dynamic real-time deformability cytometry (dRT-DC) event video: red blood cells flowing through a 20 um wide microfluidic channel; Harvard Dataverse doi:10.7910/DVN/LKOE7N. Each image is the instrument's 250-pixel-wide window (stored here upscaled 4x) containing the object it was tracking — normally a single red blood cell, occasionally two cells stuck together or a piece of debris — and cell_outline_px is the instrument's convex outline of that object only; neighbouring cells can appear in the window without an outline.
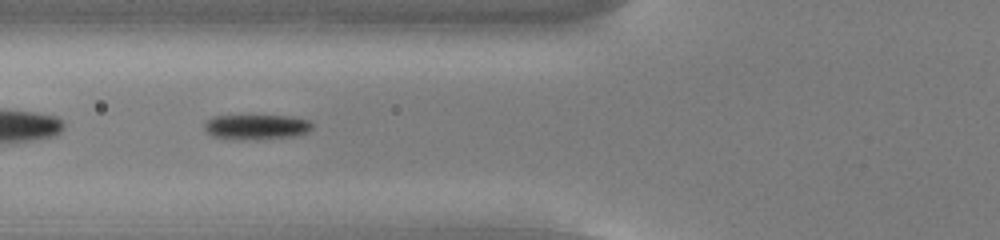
{"species": "common noctule bat (a hibernating species)", "species_latin": "Nyctalus noctula", "temperature_condition": "cold", "stored_images_in_passage": 38, "camera_frame_rate_fps": 3000, "um_per_image_px": 0.085, "animal": {"sex": "male", "body_mass_g": 13.0, "forearm_length_mm": 53.1}, "frame": {"image": 1, "passage_image": 5, "time_ms": 1.333, "image_size_px": [1000, 240], "cell_outline_px": [[312, 128], [308, 132], [292, 136], [212, 136], [204, 128], [204, 124], [212, 116], [292, 116], [308, 120], [312, 124]], "centroid_in_image_um": [21.84, 10.71], "position_along_channel_um": 104.0, "area_um2": 14.33}}
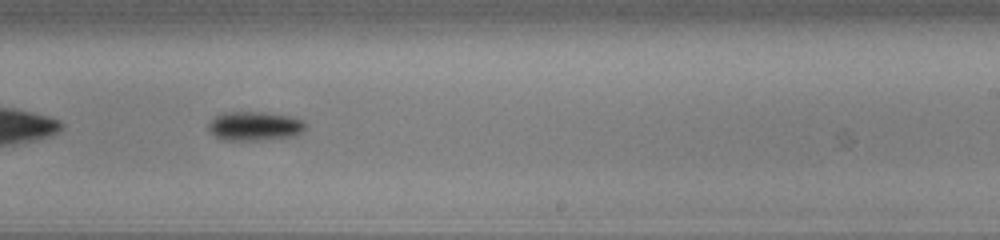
{"frame": {"image": 2, "passage_image": 18, "time_ms": 5.667, "image_size_px": [1000, 240], "cell_outline_px": [[304, 128], [300, 132], [292, 136], [256, 140], [224, 140], [216, 136], [208, 128], [208, 124], [216, 116], [224, 112], [260, 112], [288, 116], [304, 120]], "centroid_in_image_um": [21.61, 10.71], "position_along_channel_um": 267.4, "area_um2": 16.01}}
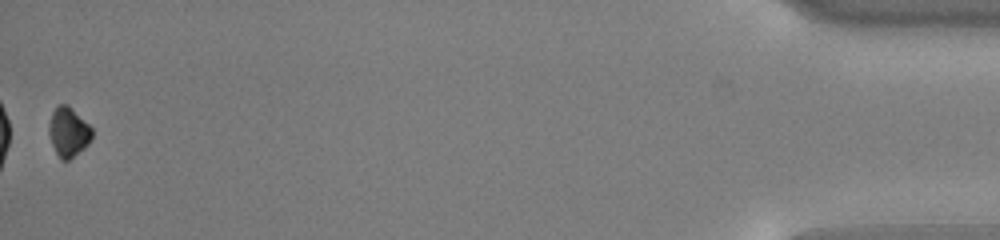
{"frame": {"image": 3, "passage_image": 38, "time_ms": 12.333, "image_size_px": [1000, 240], "cell_outline_px": [[92, 136], [88, 144], [84, 148], [68, 160], [60, 160], [52, 144], [48, 132], [48, 124], [52, 112], [60, 104], [68, 104], [92, 128]], "centroid_in_image_um": [5.8, 11.21], "position_along_channel_um": 429.4, "area_um2": 12.31}, "authors_computed_cell_mechanics": {"area_um2": 15.5771, "velocity_mm_per_s": 3.7694, "shape_relaxation_time_tau1_ms": 1.6476, "shape_relaxation_time_tau2_ms": null, "deformation_change_tau1": 0.1193, "deformation_change_tau2": null}}